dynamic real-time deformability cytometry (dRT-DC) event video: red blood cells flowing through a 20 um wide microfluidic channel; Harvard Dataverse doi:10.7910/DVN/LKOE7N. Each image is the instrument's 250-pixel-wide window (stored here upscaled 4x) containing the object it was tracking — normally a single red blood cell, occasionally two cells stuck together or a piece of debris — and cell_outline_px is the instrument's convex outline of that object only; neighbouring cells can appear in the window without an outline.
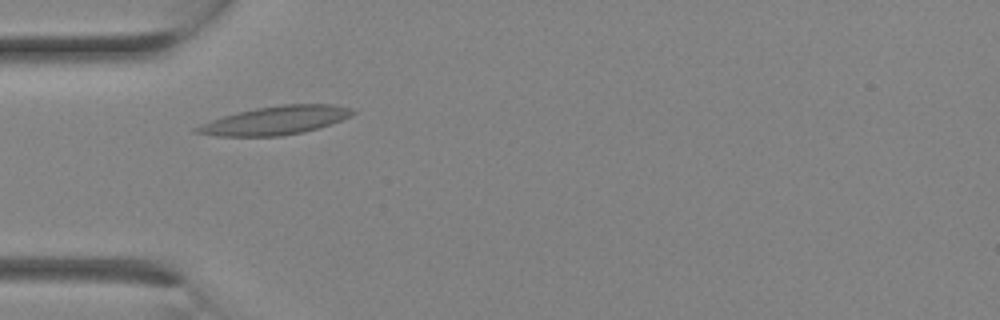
{"species": "Egyptian fruit bat (a non-hibernating species)", "species_latin": "Rousettus aegyptiacus", "temperature_condition": "room temperature", "stored_images_in_passage": 9, "camera_frame_rate_fps": 3000, "um_per_image_px": 0.085, "animal": {"sex": "female"}, "frame": {"image": 1, "passage_image": 6, "time_ms": 1.667, "image_size_px": [1000, 320], "cell_outline_px": [[356, 112], [352, 116], [332, 124], [320, 128], [304, 132], [280, 136], [216, 136], [196, 132], [192, 128], [200, 124], [224, 116], [256, 108], [284, 104], [332, 104], [352, 108]], "centroid_in_image_um": [23.47, 10.24], "position_along_channel_um": 61.5, "area_um2": 25.84}}
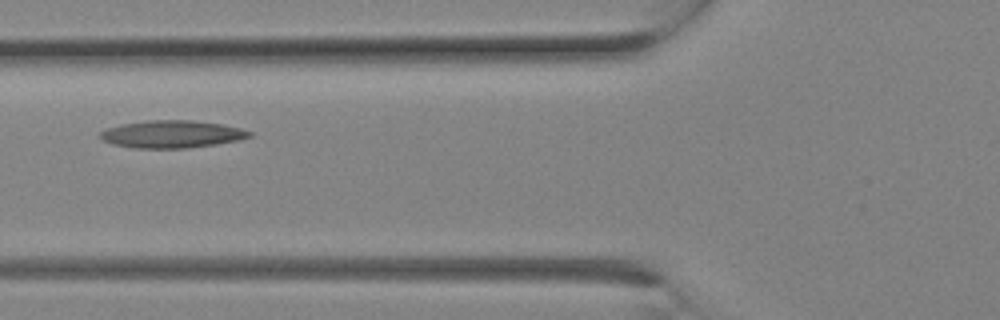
{"frame": {"image": 2, "passage_image": 8, "time_ms": 2.333, "image_size_px": [1000, 320], "cell_outline_px": [[252, 136], [236, 140], [216, 144], [188, 148], [132, 148], [112, 144], [100, 140], [100, 132], [104, 128], [120, 124], [148, 120], [188, 120], [220, 124], [240, 128], [252, 132]], "centroid_in_image_um": [14.53, 11.4], "position_along_channel_um": 111.3, "area_um2": 23.93}}